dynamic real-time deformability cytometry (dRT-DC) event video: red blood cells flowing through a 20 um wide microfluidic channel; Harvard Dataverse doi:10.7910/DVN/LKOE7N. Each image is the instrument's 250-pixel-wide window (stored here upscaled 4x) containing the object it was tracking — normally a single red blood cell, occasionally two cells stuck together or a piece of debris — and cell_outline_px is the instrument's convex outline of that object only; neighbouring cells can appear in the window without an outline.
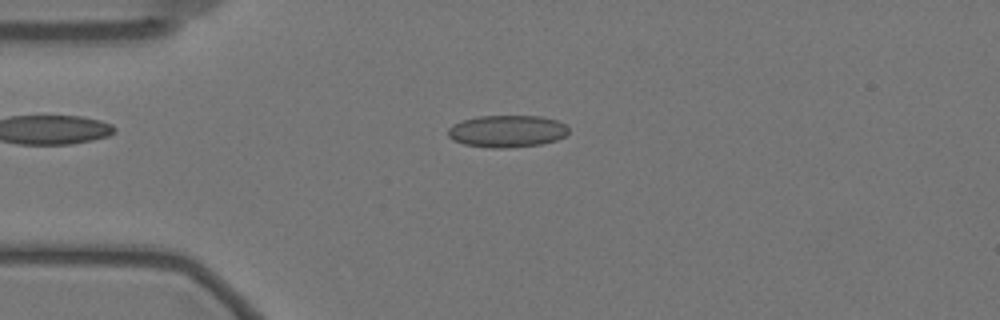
{"species": "Egyptian fruit bat (a non-hibernating species)", "species_latin": "Rousettus aegyptiacus", "temperature_condition": "warm", "stored_images_in_passage": 57, "camera_frame_rate_fps": 3000, "um_per_image_px": 0.085, "animal": {"sex": "female"}, "frame": {"image": 1, "passage_image": 13, "time_ms": 4.0, "image_size_px": [1000, 320], "cell_outline_px": [[568, 132], [564, 136], [556, 140], [540, 144], [508, 148], [492, 148], [464, 144], [452, 140], [448, 136], [448, 128], [452, 124], [476, 116], [540, 116], [556, 120], [564, 124], [568, 128]], "centroid_in_image_um": [43.07, 11.15], "position_along_channel_um": 41.9, "area_um2": 22.54}}
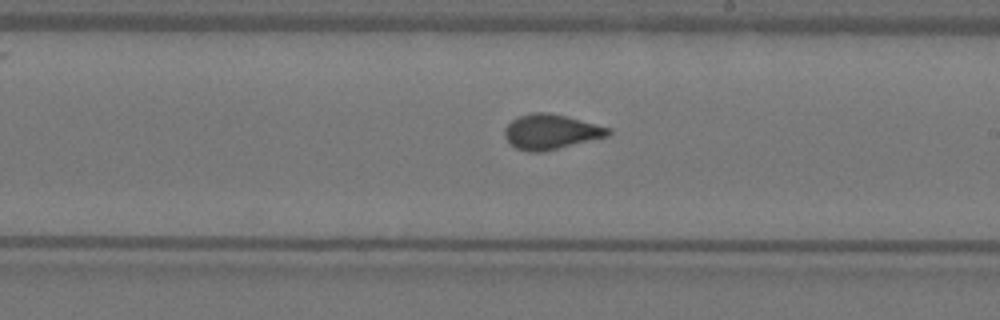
{"frame": {"image": 2, "passage_image": 32, "time_ms": 10.333, "image_size_px": [1000, 320], "cell_outline_px": [[612, 132], [608, 136], [544, 152], [528, 152], [516, 148], [504, 136], [504, 128], [512, 120], [520, 116], [532, 112], [548, 112], [612, 128]], "centroid_in_image_um": [46.83, 11.21], "position_along_channel_um": 242.2, "area_um2": 21.04}}
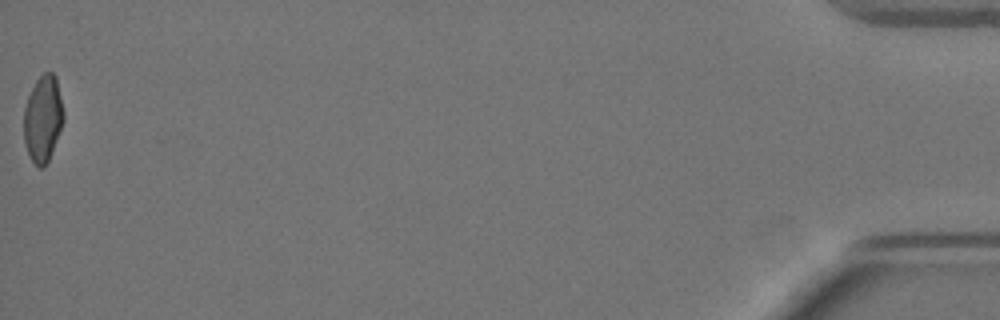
{"frame": {"image": 3, "passage_image": 57, "time_ms": 18.667, "image_size_px": [1000, 320], "cell_outline_px": [[64, 120], [48, 160], [44, 168], [40, 168], [32, 160], [24, 144], [24, 108], [28, 96], [36, 80], [44, 72], [52, 72], [56, 76], [64, 112]], "centroid_in_image_um": [3.65, 10.06], "position_along_channel_um": 431.6, "area_um2": 19.88}}